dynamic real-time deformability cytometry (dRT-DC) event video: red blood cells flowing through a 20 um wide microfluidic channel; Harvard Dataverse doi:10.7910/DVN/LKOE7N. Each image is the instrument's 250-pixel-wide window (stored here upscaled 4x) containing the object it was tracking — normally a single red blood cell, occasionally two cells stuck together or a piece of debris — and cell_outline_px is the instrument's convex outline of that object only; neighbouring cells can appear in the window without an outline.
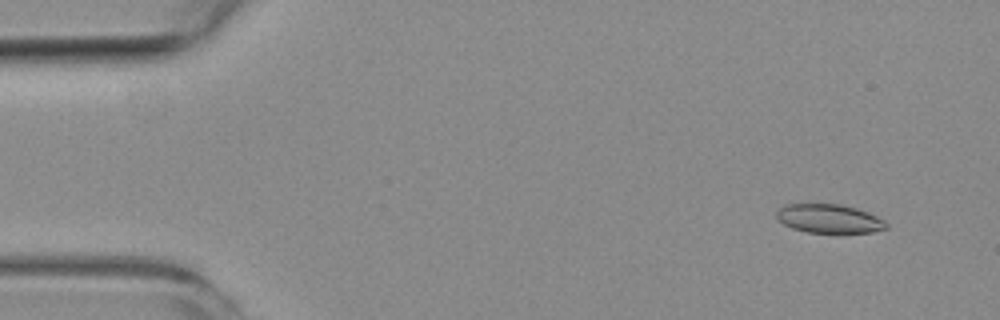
{"species": "common noctule bat (a hibernating species)", "species_latin": "Nyctalus noctula", "temperature_condition": "room temperature", "stored_images_in_passage": 5, "camera_frame_rate_fps": 3000, "um_per_image_px": 0.085, "animal": {"sex": "female", "body_mass_g": 19.3, "forearm_length_mm": 54.1}, "frame": {"image": 1, "passage_image": 2, "time_ms": 1.0, "image_size_px": [1000, 320], "cell_outline_px": [[888, 228], [872, 232], [808, 232], [792, 228], [776, 220], [776, 212], [784, 204], [840, 204], [856, 208], [868, 212], [884, 220], [888, 224]], "centroid_in_image_um": [70.46, 18.58], "position_along_channel_um": 14.5, "area_um2": 18.38}}
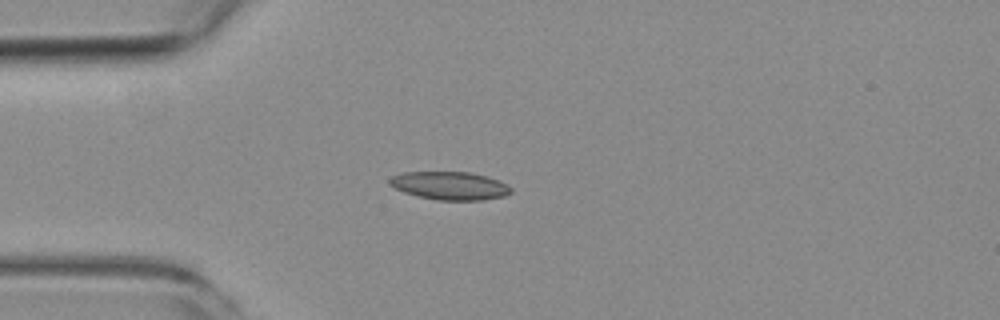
{"frame": {"image": 2, "passage_image": 5, "time_ms": 4.333, "image_size_px": [1000, 320], "cell_outline_px": [[512, 192], [504, 196], [480, 200], [440, 200], [420, 196], [404, 192], [388, 184], [388, 180], [392, 176], [404, 172], [468, 172], [488, 176], [508, 184], [512, 188]], "centroid_in_image_um": [38.26, 15.77], "position_along_channel_um": 46.7, "area_um2": 19.83}}